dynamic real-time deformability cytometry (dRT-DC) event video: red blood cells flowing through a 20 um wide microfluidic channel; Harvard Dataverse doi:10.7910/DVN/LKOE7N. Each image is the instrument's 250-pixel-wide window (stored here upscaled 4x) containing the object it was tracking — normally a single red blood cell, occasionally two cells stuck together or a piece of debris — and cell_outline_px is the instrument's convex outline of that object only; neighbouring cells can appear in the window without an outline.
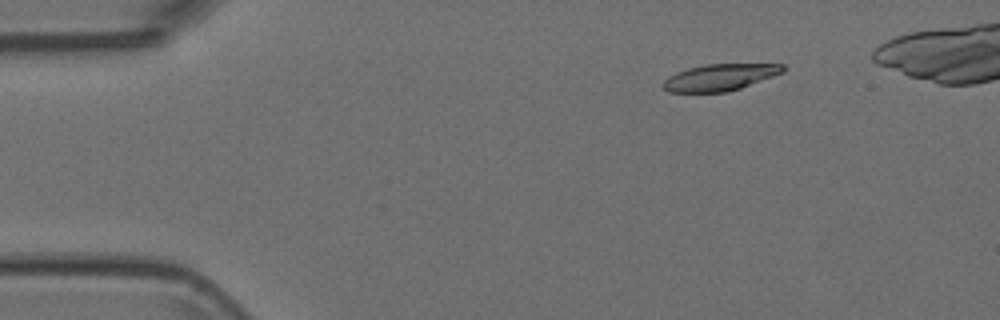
{"species": "Egyptian fruit bat (a non-hibernating species)", "species_latin": "Rousettus aegyptiacus", "temperature_condition": "room temperature", "stored_images_in_passage": 7, "camera_frame_rate_fps": 3000, "um_per_image_px": 0.085, "animal": {"sex": "female"}, "frame": {"image": 1, "passage_image": 3, "time_ms": 0.667, "image_size_px": [1000, 320], "cell_outline_px": [[784, 72], [740, 88], [728, 92], [668, 92], [660, 84], [668, 76], [676, 72], [688, 68], [708, 64], [784, 64]], "centroid_in_image_um": [61.15, 6.57], "position_along_channel_um": 23.8, "area_um2": 18.55}}
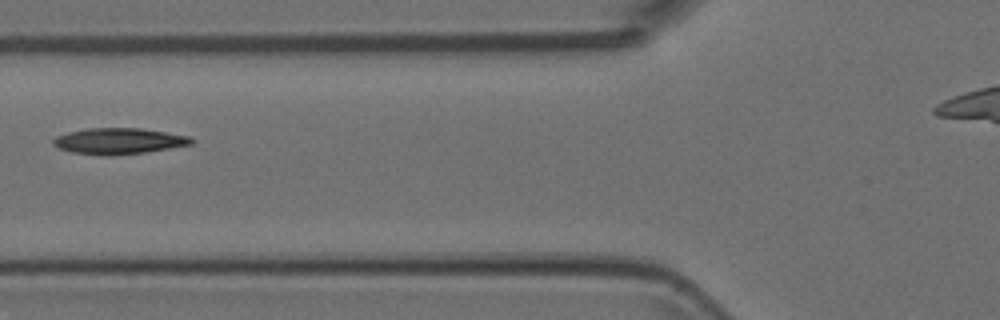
{"frame": {"image": 2, "passage_image": 7, "time_ms": 2.0, "image_size_px": [1000, 320], "cell_outline_px": [[192, 144], [144, 152], [72, 152], [60, 148], [52, 144], [52, 140], [56, 136], [68, 132], [88, 128], [140, 128], [192, 136]], "centroid_in_image_um": [10.13, 11.93], "position_along_channel_um": 115.7, "area_um2": 19.77}}